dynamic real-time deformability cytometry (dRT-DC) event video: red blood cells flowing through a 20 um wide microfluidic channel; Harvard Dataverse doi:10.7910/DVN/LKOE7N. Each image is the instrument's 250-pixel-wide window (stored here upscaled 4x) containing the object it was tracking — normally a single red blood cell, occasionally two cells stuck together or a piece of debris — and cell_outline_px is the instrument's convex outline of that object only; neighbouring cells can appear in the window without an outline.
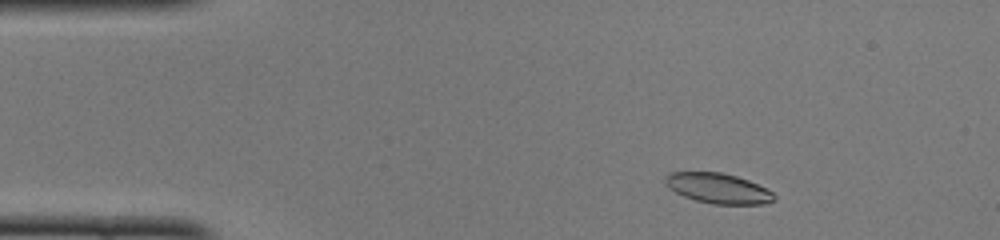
{"species": "common noctule bat (a hibernating species)", "species_latin": "Nyctalus noctula", "temperature_condition": "cold", "stored_images_in_passage": 46, "camera_frame_rate_fps": 3000, "um_per_image_px": 0.085, "animal": {"sex": "female", "body_mass_g": 22.0, "forearm_length_mm": 56.7}, "frame": {"image": 1, "passage_image": 4, "time_ms": 1.0, "image_size_px": [1000, 240], "cell_outline_px": [[776, 200], [764, 204], [712, 204], [696, 200], [684, 196], [668, 188], [664, 184], [664, 176], [668, 172], [720, 172], [736, 176], [748, 180], [772, 192], [776, 196]], "centroid_in_image_um": [61.0, 16.0], "position_along_channel_um": 24.0, "area_um2": 19.19}}
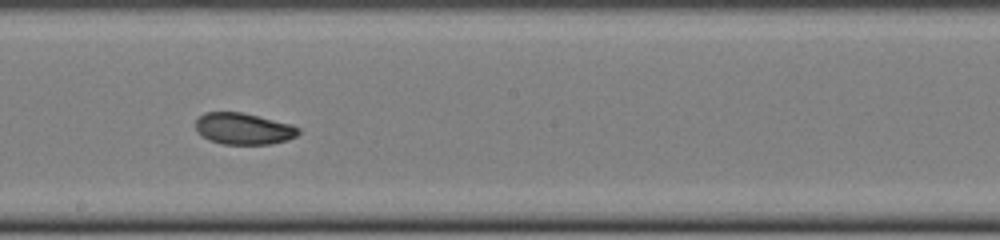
{"frame": {"image": 2, "passage_image": 24, "time_ms": 7.667, "image_size_px": [1000, 240], "cell_outline_px": [[300, 132], [296, 136], [288, 140], [272, 144], [220, 144], [208, 140], [196, 132], [196, 120], [204, 112], [240, 112], [292, 124], [300, 128]], "centroid_in_image_um": [20.69, 10.95], "position_along_channel_um": 227.5, "area_um2": 19.02}}
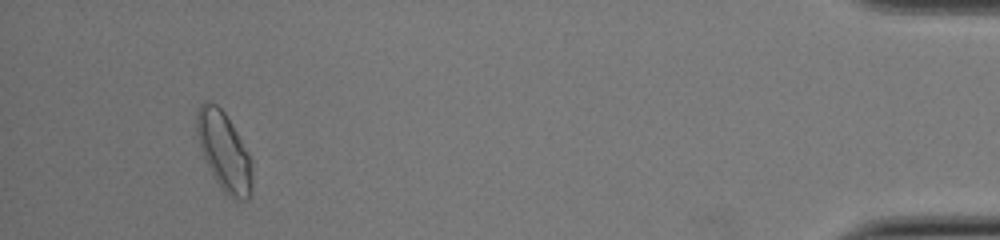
{"frame": {"image": 3, "passage_image": 43, "time_ms": 14.0, "image_size_px": [1000, 240], "cell_outline_px": [[252, 188], [248, 200], [232, 200], [224, 192], [216, 180], [204, 156], [196, 132], [196, 112], [200, 104], [204, 100], [208, 100], [216, 104], [224, 112], [232, 124], [248, 152], [252, 164]], "centroid_in_image_um": [19.06, 12.87], "position_along_channel_um": 416.1, "area_um2": 25.26}, "authors_computed_cell_mechanics": {"area_um2": 19.652, "velocity_mm_per_s": 4.0753, "shape_relaxation_time_tau1_ms": 4.1069, "shape_relaxation_time_tau2_ms": 3.4164, "deformation_change_tau1": 0.1136, "deformation_change_tau2": 0.0679}}